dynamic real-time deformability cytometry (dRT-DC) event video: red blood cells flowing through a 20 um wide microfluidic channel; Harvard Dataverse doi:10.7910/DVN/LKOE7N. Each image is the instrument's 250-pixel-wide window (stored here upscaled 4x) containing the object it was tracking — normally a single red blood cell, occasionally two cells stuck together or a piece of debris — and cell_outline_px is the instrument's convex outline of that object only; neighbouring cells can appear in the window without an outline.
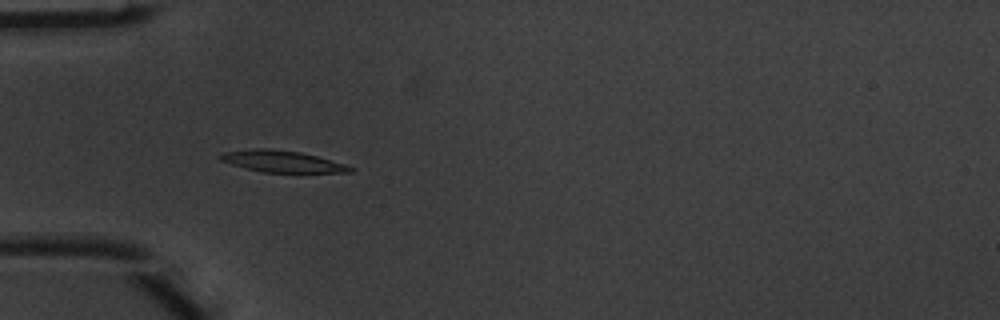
{"species": "common noctule bat (a hibernating species)", "species_latin": "Nyctalus noctula", "temperature_condition": "warm", "stored_images_in_passage": 6, "camera_frame_rate_fps": 3000, "um_per_image_px": 0.085, "animal": {"sex": "male", "body_mass_g": 20.1, "forearm_length_mm": 53.5}, "frame": {"image": 1, "passage_image": 4, "time_ms": 1.0, "image_size_px": [1000, 320], "cell_outline_px": [[356, 168], [352, 172], [264, 172], [232, 164], [220, 160], [216, 156], [220, 152], [252, 148], [268, 148], [300, 152], [316, 156], [344, 164]], "centroid_in_image_um": [23.92, 13.7], "position_along_channel_um": 61.1, "area_um2": 16.24}}
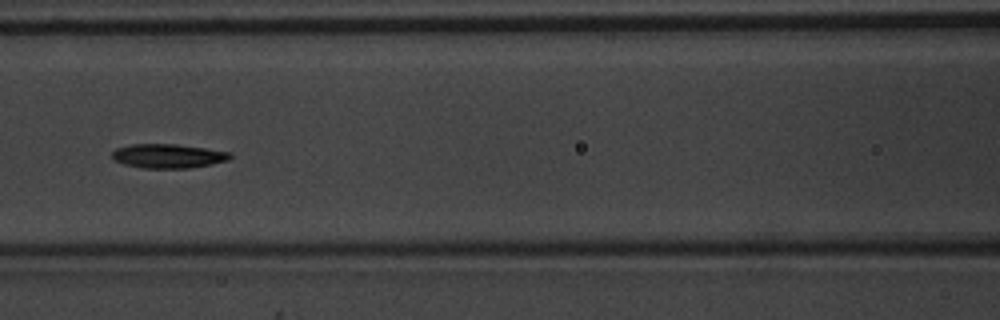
{"frame": {"image": 2, "passage_image": 6, "time_ms": 1.667, "image_size_px": [1000, 320], "cell_outline_px": [[232, 156], [228, 160], [212, 164], [188, 168], [140, 168], [124, 164], [112, 160], [112, 152], [116, 148], [132, 144], [176, 144], [232, 152]], "centroid_in_image_um": [14.27, 13.26], "position_along_channel_um": 152.3, "area_um2": 16.7}}